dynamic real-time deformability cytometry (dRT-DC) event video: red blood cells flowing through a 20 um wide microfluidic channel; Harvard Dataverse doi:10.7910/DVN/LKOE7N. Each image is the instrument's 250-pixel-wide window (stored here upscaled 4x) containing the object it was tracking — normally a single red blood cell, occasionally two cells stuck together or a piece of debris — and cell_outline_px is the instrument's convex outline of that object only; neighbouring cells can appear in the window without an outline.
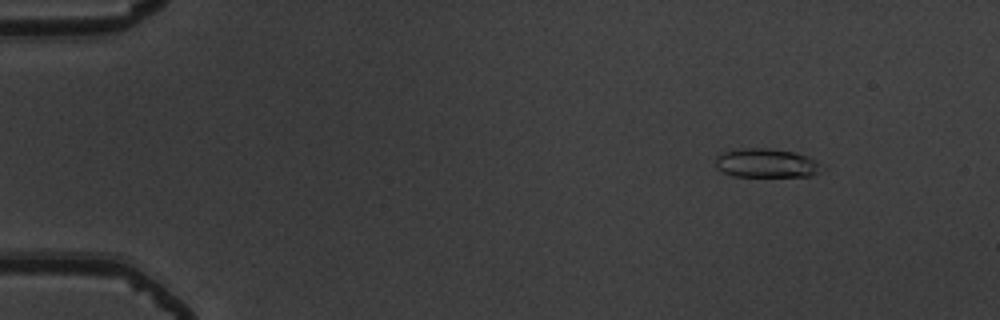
{"species": "common noctule bat (a hibernating species)", "species_latin": "Nyctalus noctula", "temperature_condition": "warm", "stored_images_in_passage": 5, "camera_frame_rate_fps": 3000, "um_per_image_px": 0.085, "animal": {"sex": "male", "body_mass_g": 19.5, "forearm_length_mm": 54.6}, "frame": {"image": 1, "passage_image": 2, "time_ms": 0.333, "image_size_px": [1000, 320], "cell_outline_px": [[828, 168], [812, 176], [732, 176], [720, 172], [716, 168], [716, 156], [724, 152], [736, 148], [768, 148], [792, 152], [808, 156], [816, 160]], "centroid_in_image_um": [65.17, 13.87], "position_along_channel_um": 19.8, "area_um2": 18.32}}